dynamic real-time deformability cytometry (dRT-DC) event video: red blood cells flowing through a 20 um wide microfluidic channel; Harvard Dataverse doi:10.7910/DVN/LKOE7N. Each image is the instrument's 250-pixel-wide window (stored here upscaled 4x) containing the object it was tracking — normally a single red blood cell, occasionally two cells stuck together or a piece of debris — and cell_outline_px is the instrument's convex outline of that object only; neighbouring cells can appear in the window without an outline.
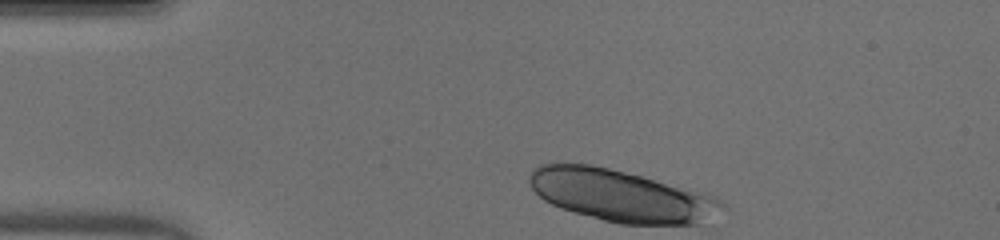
{"species": "human", "species_latin": "Homo sapiens", "temperature_condition": "warm", "stored_images_in_passage": 10, "camera_frame_rate_fps": 3000, "um_per_image_px": 0.085, "donor": {"sex": "male"}, "frame": {"image": 1, "passage_image": 1, "time_ms": 0.0, "image_size_px": [1000, 240], "cell_outline_px": [[728, 208], [704, 224], [620, 224], [604, 220], [560, 208], [544, 200], [532, 188], [528, 180], [528, 176], [540, 164], [592, 164], [708, 192], [724, 200]], "centroid_in_image_um": [52.93, 16.64], "position_along_channel_um": 32.1, "area_um2": 58.72}}